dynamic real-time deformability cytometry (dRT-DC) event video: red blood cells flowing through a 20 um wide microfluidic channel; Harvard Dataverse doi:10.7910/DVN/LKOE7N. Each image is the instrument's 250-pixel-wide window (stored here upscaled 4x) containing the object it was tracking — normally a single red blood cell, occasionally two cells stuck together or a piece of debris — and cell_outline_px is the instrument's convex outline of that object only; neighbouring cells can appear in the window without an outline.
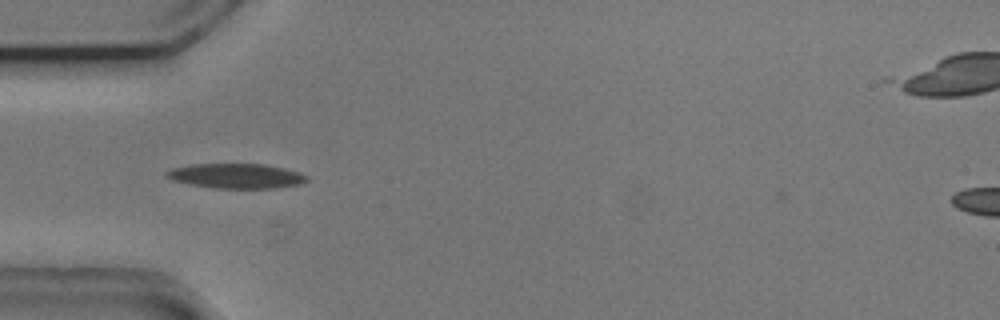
{"species": "common noctule bat (a hibernating species)", "species_latin": "Nyctalus noctula", "temperature_condition": "cold", "stored_images_in_passage": 33, "camera_frame_rate_fps": 3000, "um_per_image_px": 0.085, "animal": {"sex": "male", "body_mass_g": 20.5, "forearm_length_mm": 52.5}, "frame": {"image": 1, "passage_image": 2, "time_ms": 0.333, "image_size_px": [1000, 320], "cell_outline_px": [[308, 180], [300, 184], [276, 188], [216, 188], [192, 184], [172, 180], [164, 176], [164, 172], [168, 168], [192, 164], [264, 164], [284, 168], [300, 172], [308, 176]], "centroid_in_image_um": [20.05, 14.94], "position_along_channel_um": 64.9, "area_um2": 20.4}}
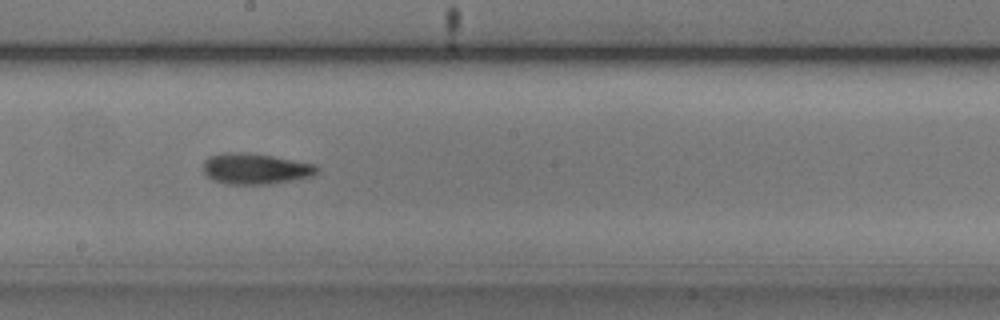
{"frame": {"image": 2, "passage_image": 15, "time_ms": 4.667, "image_size_px": [1000, 320], "cell_outline_px": [[320, 172], [312, 176], [272, 184], [228, 184], [212, 180], [204, 172], [204, 160], [208, 156], [224, 152], [248, 152], [272, 156], [316, 164], [320, 168]], "centroid_in_image_um": [21.73, 14.34], "position_along_channel_um": 226.5, "area_um2": 20.69}, "authors_computed_cell_mechanics": {"area_um2": 19.5364, "velocity_mm_per_s": 3.7258, "shape_relaxation_time_tau1_ms": 3.5442, "shape_relaxation_time_tau2_ms": 3.5219, "deformation_change_tau1": 0.1508, "deformation_change_tau2": 0.1268}}